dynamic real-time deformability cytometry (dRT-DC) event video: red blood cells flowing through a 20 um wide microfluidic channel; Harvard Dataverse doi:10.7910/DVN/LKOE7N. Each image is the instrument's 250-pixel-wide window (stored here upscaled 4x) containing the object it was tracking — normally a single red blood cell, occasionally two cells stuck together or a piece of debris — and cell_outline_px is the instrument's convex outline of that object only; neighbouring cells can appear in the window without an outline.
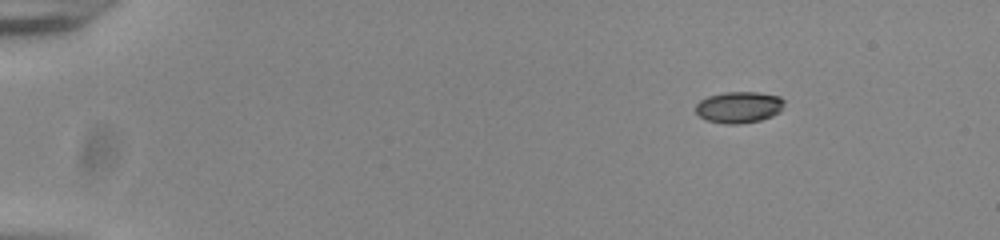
{"species": "common noctule bat (a hibernating species)", "species_latin": "Nyctalus noctula", "temperature_condition": "room temperature", "stored_images_in_passage": 48, "camera_frame_rate_fps": 3000, "um_per_image_px": 0.085, "animal": {"sex": "male", "body_mass_g": 20.0, "forearm_length_mm": 53.3}, "frame": {"image": 1, "passage_image": 1, "time_ms": 0.0, "image_size_px": [1000, 240], "cell_outline_px": [[784, 104], [780, 112], [772, 116], [760, 120], [736, 124], [724, 124], [708, 120], [700, 116], [696, 112], [696, 104], [700, 100], [708, 96], [724, 92], [756, 92], [780, 96], [784, 100]], "centroid_in_image_um": [62.82, 9.1], "position_along_channel_um": 22.2, "area_um2": 16.18}}
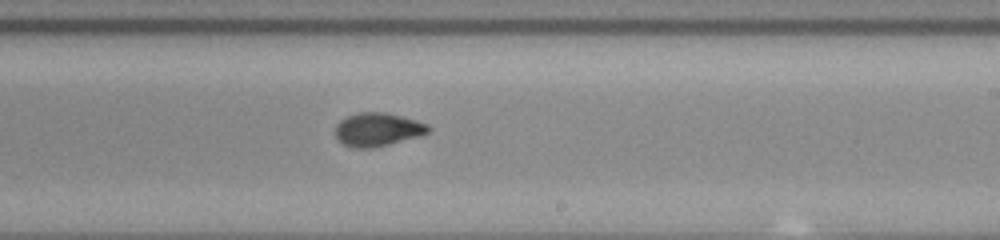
{"frame": {"image": 2, "passage_image": 28, "time_ms": 9.0, "image_size_px": [1000, 240], "cell_outline_px": [[432, 128], [428, 132], [420, 136], [372, 148], [352, 148], [344, 144], [336, 136], [336, 124], [340, 120], [356, 112], [384, 112], [416, 120], [428, 124]], "centroid_in_image_um": [32.1, 11.0], "position_along_channel_um": 256.9, "area_um2": 18.03}}
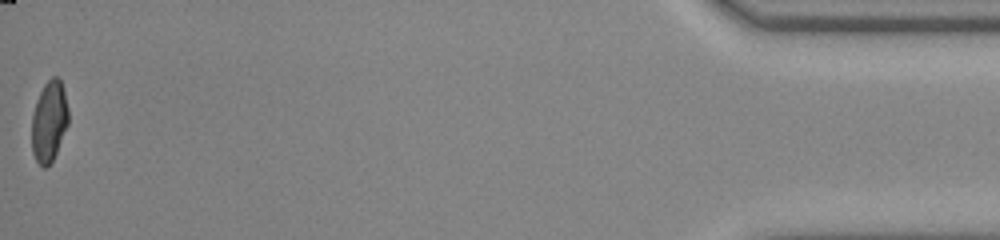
{"frame": {"image": 3, "passage_image": 48, "time_ms": 15.667, "image_size_px": [1000, 240], "cell_outline_px": [[68, 124], [56, 152], [52, 160], [44, 168], [36, 160], [32, 152], [32, 116], [36, 100], [44, 84], [52, 76], [60, 76], [68, 108]], "centroid_in_image_um": [4.17, 10.27], "position_along_channel_um": 431.0, "area_um2": 17.17}, "authors_computed_cell_mechanics": {"area_um2": 17.629, "velocity_mm_per_s": 3.8824, "shape_relaxation_time_tau1_ms": 3.7239, "shape_relaxation_time_tau2_ms": 1.2067, "deformation_change_tau1": 0.1545, "deformation_change_tau2": 0.0487}}